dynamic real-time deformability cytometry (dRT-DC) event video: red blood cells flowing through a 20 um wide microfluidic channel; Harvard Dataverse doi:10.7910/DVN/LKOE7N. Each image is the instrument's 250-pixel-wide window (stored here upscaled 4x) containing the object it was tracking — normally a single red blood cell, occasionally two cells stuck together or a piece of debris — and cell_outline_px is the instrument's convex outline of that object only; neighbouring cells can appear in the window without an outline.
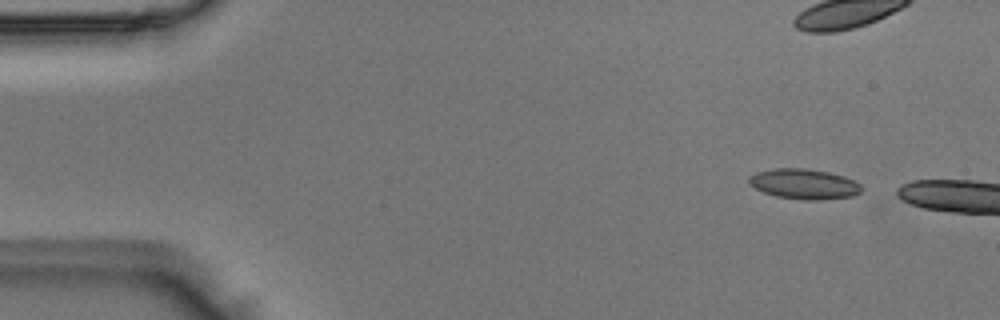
{"species": "Egyptian fruit bat (a non-hibernating species)", "species_latin": "Rousettus aegyptiacus", "temperature_condition": "room temperature", "stored_images_in_passage": 7, "camera_frame_rate_fps": 3000, "um_per_image_px": 0.085, "animal": {"sex": "male"}, "frame": {"image": 1, "passage_image": 1, "time_ms": 0.0, "image_size_px": [1000, 320], "cell_outline_px": [[864, 188], [860, 192], [852, 196], [816, 200], [804, 200], [776, 196], [764, 192], [748, 184], [748, 176], [756, 172], [772, 168], [804, 168], [828, 172], [844, 176], [860, 184]], "centroid_in_image_um": [68.32, 15.63], "position_along_channel_um": 16.7, "area_um2": 19.83}}